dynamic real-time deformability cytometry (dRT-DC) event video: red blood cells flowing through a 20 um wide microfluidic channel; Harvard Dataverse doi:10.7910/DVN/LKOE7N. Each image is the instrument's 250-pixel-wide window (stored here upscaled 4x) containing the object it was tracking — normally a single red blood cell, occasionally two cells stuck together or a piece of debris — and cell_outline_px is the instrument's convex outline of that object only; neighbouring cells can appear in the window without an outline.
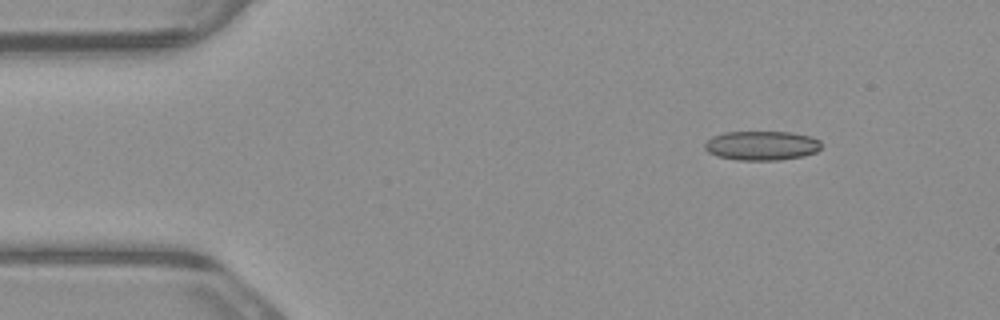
{"species": "common noctule bat (a hibernating species)", "species_latin": "Nyctalus noctula", "temperature_condition": "warm", "stored_images_in_passage": 6, "camera_frame_rate_fps": 3000, "um_per_image_px": 0.085, "animal": {"sex": "male", "body_mass_g": 23.1, "forearm_length_mm": 52.7}, "frame": {"image": 1, "passage_image": 1, "time_ms": 0.0, "image_size_px": [1000, 320], "cell_outline_px": [[820, 148], [816, 152], [804, 156], [780, 160], [736, 160], [716, 156], [708, 152], [704, 148], [704, 144], [712, 136], [724, 132], [792, 132], [812, 136], [820, 140]], "centroid_in_image_um": [64.74, 12.37], "position_along_channel_um": 20.3, "area_um2": 20.11}}
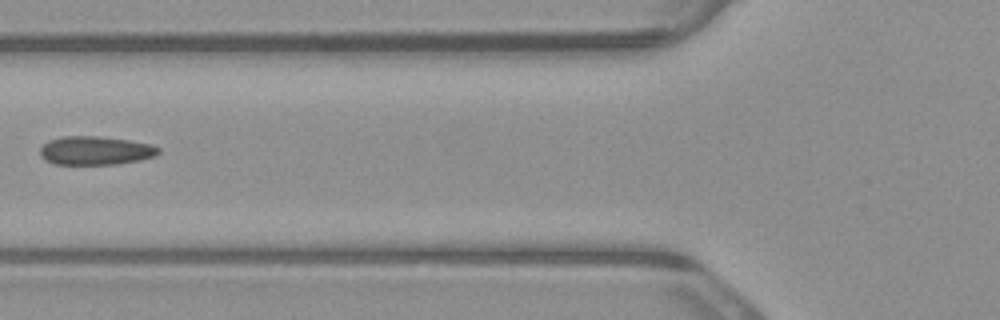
{"frame": {"image": 2, "passage_image": 5, "time_ms": 1.333, "image_size_px": [1000, 320], "cell_outline_px": [[160, 152], [156, 156], [140, 160], [116, 164], [56, 164], [44, 160], [40, 156], [40, 148], [48, 140], [64, 136], [96, 136], [128, 140], [152, 144], [160, 148]], "centroid_in_image_um": [8.12, 12.8], "position_along_channel_um": 117.7, "area_um2": 19.83}}
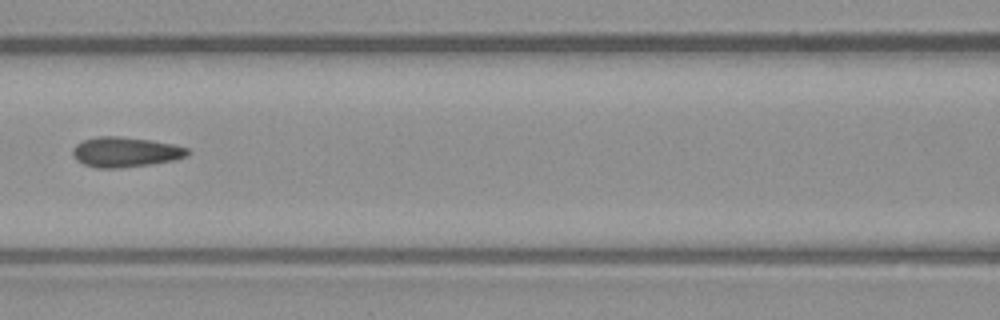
{"frame": {"image": 3, "passage_image": 6, "time_ms": 1.667, "image_size_px": [1000, 320], "cell_outline_px": [[192, 152], [188, 156], [176, 160], [152, 164], [116, 168], [96, 168], [84, 164], [76, 160], [72, 152], [72, 148], [76, 144], [84, 140], [96, 136], [120, 136], [152, 140], [172, 144], [188, 148]], "centroid_in_image_um": [10.68, 12.92], "position_along_channel_um": 155.9, "area_um2": 20.35}}